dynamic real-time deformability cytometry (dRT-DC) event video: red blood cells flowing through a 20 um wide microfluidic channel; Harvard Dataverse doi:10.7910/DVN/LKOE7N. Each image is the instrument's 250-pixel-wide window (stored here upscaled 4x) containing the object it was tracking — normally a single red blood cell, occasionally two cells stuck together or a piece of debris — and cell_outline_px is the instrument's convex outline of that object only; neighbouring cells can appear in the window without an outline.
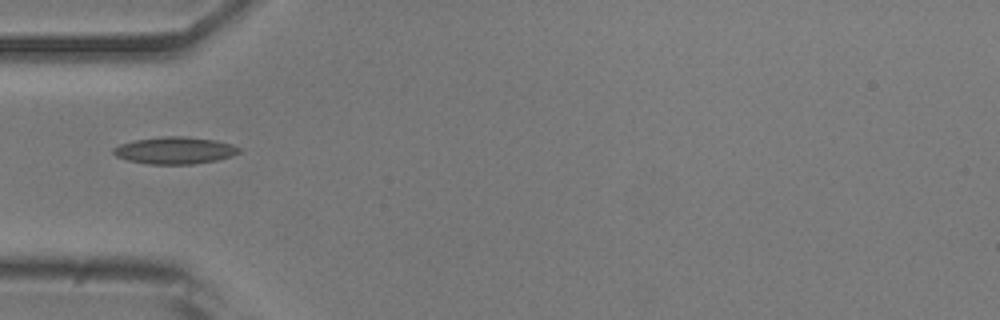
{"species": "common noctule bat (a hibernating species)", "species_latin": "Nyctalus noctula", "temperature_condition": "room temperature", "stored_images_in_passage": 36, "camera_frame_rate_fps": 3000, "um_per_image_px": 0.085, "animal": {"sex": "male", "body_mass_g": 20.5, "forearm_length_mm": 52.5}, "frame": {"image": 1, "passage_image": 1, "time_ms": 0.0, "image_size_px": [1000, 320], "cell_outline_px": [[240, 152], [232, 156], [216, 160], [192, 164], [148, 164], [128, 160], [116, 156], [112, 152], [112, 148], [120, 144], [136, 140], [160, 136], [184, 136], [216, 140], [232, 144], [240, 148]], "centroid_in_image_um": [14.86, 12.78], "position_along_channel_um": 70.1, "area_um2": 19.83}}
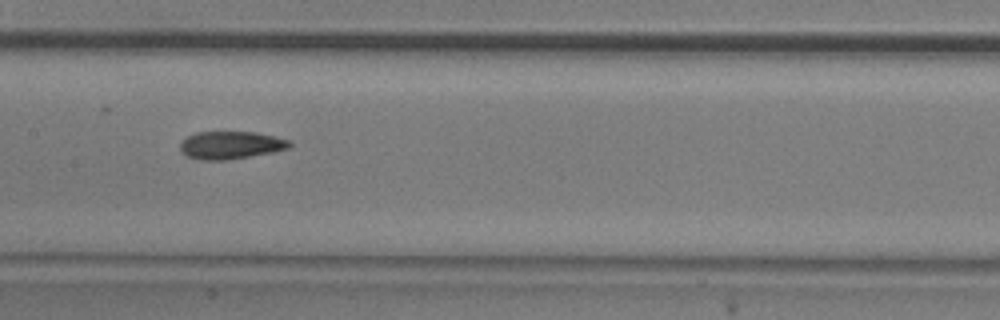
{"frame": {"image": 2, "passage_image": 10, "time_ms": 3.0, "image_size_px": [1000, 320], "cell_outline_px": [[292, 144], [288, 148], [272, 152], [228, 160], [200, 160], [188, 156], [180, 152], [180, 144], [188, 136], [196, 132], [256, 132], [292, 140]], "centroid_in_image_um": [19.62, 12.33], "position_along_channel_um": 187.8, "area_um2": 17.69}}
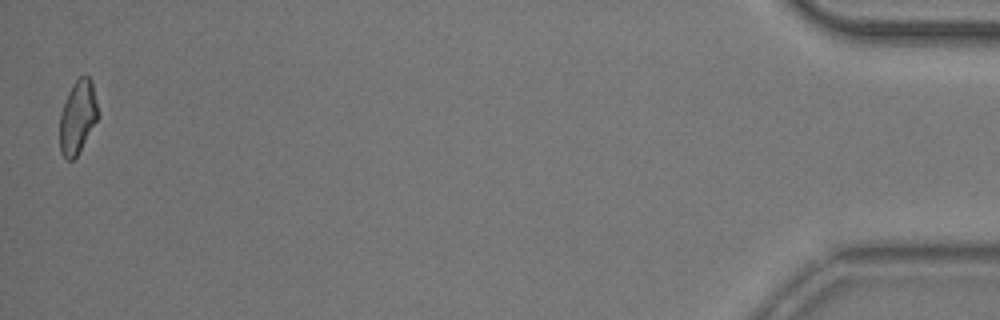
{"frame": {"image": 3, "passage_image": 36, "time_ms": 11.667, "image_size_px": [1000, 320], "cell_outline_px": [[100, 116], [76, 156], [72, 160], [68, 160], [60, 152], [60, 112], [68, 92], [72, 84], [80, 76], [88, 76], [92, 80]], "centroid_in_image_um": [6.62, 9.92], "position_along_channel_um": 428.6, "area_um2": 16.42}, "authors_computed_cell_mechanics": {"area_um2": 17.4845, "velocity_mm_per_s": 3.8735, "shape_relaxation_time_tau1_ms": 7.0612, "shape_relaxation_time_tau2_ms": 3.1689, "deformation_change_tau1": 0.1483, "deformation_change_tau2": 0.1058}}